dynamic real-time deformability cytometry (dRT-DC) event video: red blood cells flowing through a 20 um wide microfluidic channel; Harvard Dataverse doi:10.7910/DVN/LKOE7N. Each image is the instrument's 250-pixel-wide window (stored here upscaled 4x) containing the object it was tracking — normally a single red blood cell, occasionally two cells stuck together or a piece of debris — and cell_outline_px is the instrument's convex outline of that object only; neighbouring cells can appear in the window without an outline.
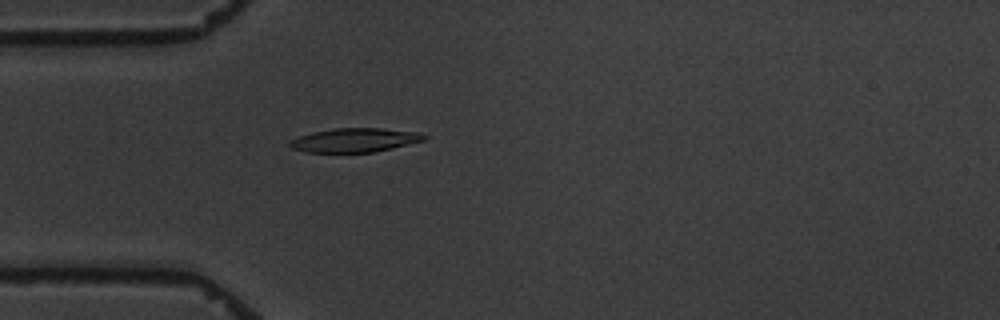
{"species": "common noctule bat (a hibernating species)", "species_latin": "Nyctalus noctula", "temperature_condition": "warm", "stored_images_in_passage": 1, "camera_frame_rate_fps": 3000, "um_per_image_px": 0.085, "animal": {"sex": "male", "body_mass_g": 19.5, "forearm_length_mm": 54.6}, "frame": {"image": 1, "passage_image": 1, "time_ms": 0.0, "image_size_px": [1000, 320], "cell_outline_px": [[428, 136], [424, 140], [376, 152], [304, 152], [292, 148], [288, 144], [288, 140], [312, 132], [332, 128], [380, 128], [420, 132]], "centroid_in_image_um": [30.13, 11.9], "position_along_channel_um": 54.9, "area_um2": 18.84}}